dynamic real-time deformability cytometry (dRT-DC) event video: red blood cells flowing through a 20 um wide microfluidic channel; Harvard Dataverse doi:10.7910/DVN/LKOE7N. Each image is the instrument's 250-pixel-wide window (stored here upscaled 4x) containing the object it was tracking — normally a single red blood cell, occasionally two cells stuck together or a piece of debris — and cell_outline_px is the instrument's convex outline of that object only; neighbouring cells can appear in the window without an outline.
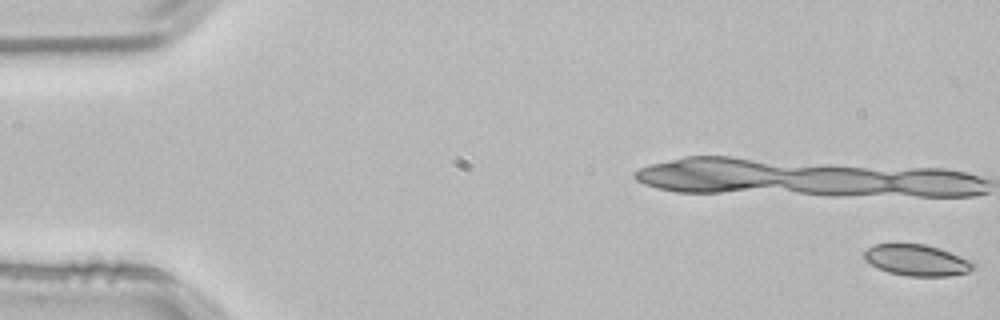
{"species": "common noctule bat (a hibernating species)", "species_latin": "Nyctalus noctula", "temperature_condition": "room temperature", "stored_images_in_passage": 23, "camera_frame_rate_fps": 3000, "um_per_image_px": 0.085, "animal": {"sex": "male", "body_mass_g": 21.5, "forearm_length_mm": 52.0}, "frame": {"image": 1, "passage_image": 1, "time_ms": 0.0, "image_size_px": [1000, 320], "cell_outline_px": [[976, 268], [968, 272], [948, 276], [908, 276], [888, 272], [864, 260], [864, 252], [868, 248], [876, 244], [924, 244], [940, 248], [972, 260], [976, 264]], "centroid_in_image_um": [77.99, 22.12], "position_along_channel_um": 7.0, "area_um2": 19.88}}